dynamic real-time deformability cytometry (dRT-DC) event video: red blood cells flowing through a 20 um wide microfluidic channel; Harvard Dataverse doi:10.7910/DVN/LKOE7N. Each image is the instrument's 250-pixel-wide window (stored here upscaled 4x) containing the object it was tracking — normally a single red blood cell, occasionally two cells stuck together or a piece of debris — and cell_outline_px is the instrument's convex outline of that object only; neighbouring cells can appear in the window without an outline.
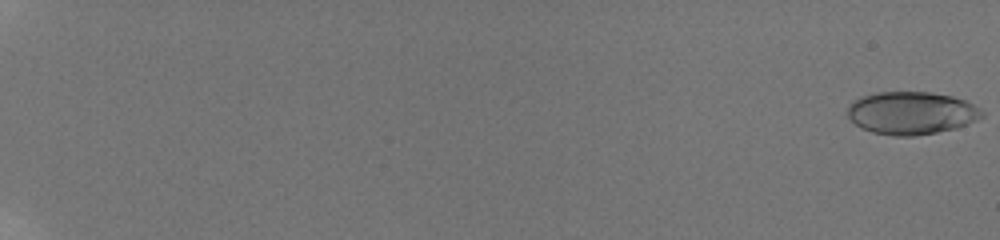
{"species": "human", "species_latin": "Homo sapiens", "temperature_condition": "room temperature", "stored_images_in_passage": 13, "camera_frame_rate_fps": 3000, "um_per_image_px": 0.085, "donor": {"sex": "male"}, "frame": {"image": 1, "passage_image": 1, "time_ms": 0.0, "image_size_px": [1000, 240], "cell_outline_px": [[984, 116], [976, 120], [956, 128], [936, 132], [912, 136], [892, 136], [872, 132], [860, 128], [848, 116], [848, 104], [852, 100], [860, 96], [876, 92], [932, 92], [952, 96], [964, 100], [980, 108], [984, 112]], "centroid_in_image_um": [77.44, 9.6], "position_along_channel_um": 7.6, "area_um2": 33.64}}
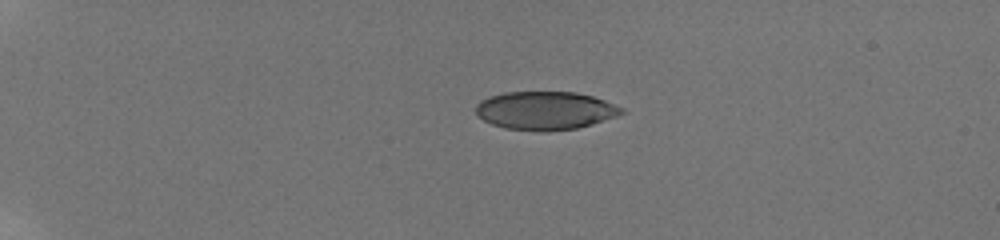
{"frame": {"image": 2, "passage_image": 7, "time_ms": 5.333, "image_size_px": [1000, 240], "cell_outline_px": [[624, 112], [616, 116], [592, 124], [576, 128], [504, 128], [492, 124], [476, 116], [476, 104], [480, 100], [488, 96], [504, 92], [576, 92], [592, 96], [604, 100], [624, 108]], "centroid_in_image_um": [46.32, 9.34], "position_along_channel_um": 38.7, "area_um2": 31.62}}
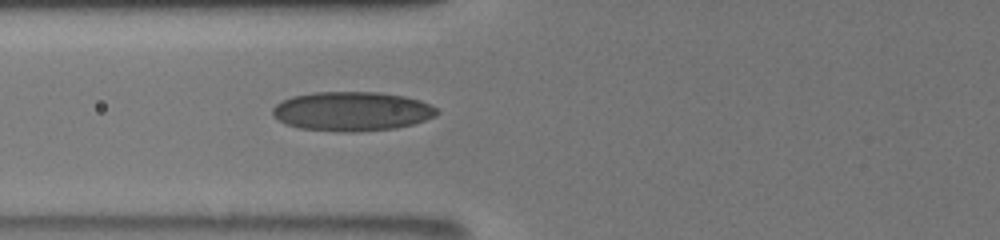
{"frame": {"image": 3, "passage_image": 13, "time_ms": 9.0, "image_size_px": [1000, 240], "cell_outline_px": [[440, 112], [436, 116], [412, 124], [396, 128], [352, 132], [344, 132], [300, 128], [284, 124], [272, 116], [272, 108], [280, 100], [292, 96], [316, 92], [376, 92], [404, 96], [420, 100], [432, 104]], "centroid_in_image_um": [29.9, 9.46], "position_along_channel_um": 95.9, "area_um2": 37.8}}